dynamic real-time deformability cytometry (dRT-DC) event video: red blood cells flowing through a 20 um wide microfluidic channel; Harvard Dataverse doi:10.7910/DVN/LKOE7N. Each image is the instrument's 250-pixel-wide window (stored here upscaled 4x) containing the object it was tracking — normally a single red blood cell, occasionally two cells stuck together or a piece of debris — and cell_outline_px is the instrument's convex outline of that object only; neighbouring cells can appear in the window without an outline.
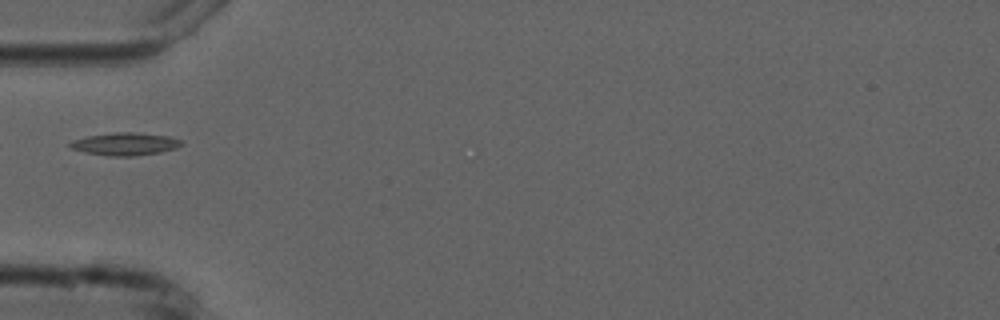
{"species": "common noctule bat (a hibernating species)", "species_latin": "Nyctalus noctula", "temperature_condition": "cold", "stored_images_in_passage": 2, "camera_frame_rate_fps": 3000, "um_per_image_px": 0.085, "animal": {"sex": "male", "forearm_length_mm": 52.5}, "frame": {"image": 1, "passage_image": 2, "time_ms": 1.0, "image_size_px": [1000, 320], "cell_outline_px": [[184, 144], [176, 148], [160, 152], [132, 156], [108, 156], [84, 152], [72, 148], [68, 144], [72, 140], [88, 136], [112, 132], [136, 132], [168, 136], [184, 140]], "centroid_in_image_um": [10.66, 12.23], "position_along_channel_um": 74.3, "area_um2": 14.8}}